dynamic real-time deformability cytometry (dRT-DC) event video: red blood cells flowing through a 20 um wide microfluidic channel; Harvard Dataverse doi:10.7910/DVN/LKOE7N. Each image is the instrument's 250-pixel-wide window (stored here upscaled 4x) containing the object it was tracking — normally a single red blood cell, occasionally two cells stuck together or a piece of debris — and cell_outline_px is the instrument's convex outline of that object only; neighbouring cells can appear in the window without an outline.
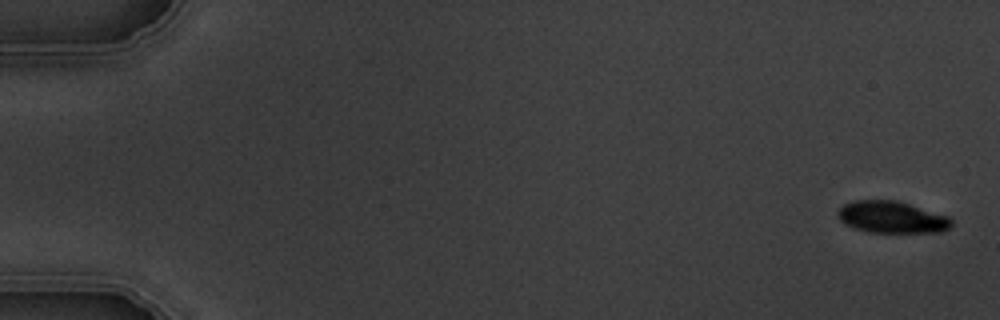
{"species": "common noctule bat (a hibernating species)", "species_latin": "Nyctalus noctula", "temperature_condition": "warm", "stored_images_in_passage": 7, "segment_of_instrument_passage": [1, 2], "camera_frame_rate_fps": 3000, "um_per_image_px": 0.085, "animal": {"sex": "male", "body_mass_g": 19.5, "forearm_length_mm": 54.6}, "frame": {"image": 1, "passage_image": 1, "time_ms": 0.0, "image_size_px": [1000, 320], "cell_outline_px": [[952, 224], [948, 228], [940, 232], [868, 232], [844, 224], [840, 220], [840, 208], [844, 204], [856, 200], [896, 200], [948, 216], [952, 220]], "centroid_in_image_um": [75.82, 18.46], "position_along_channel_um": 9.2, "area_um2": 20.75}}
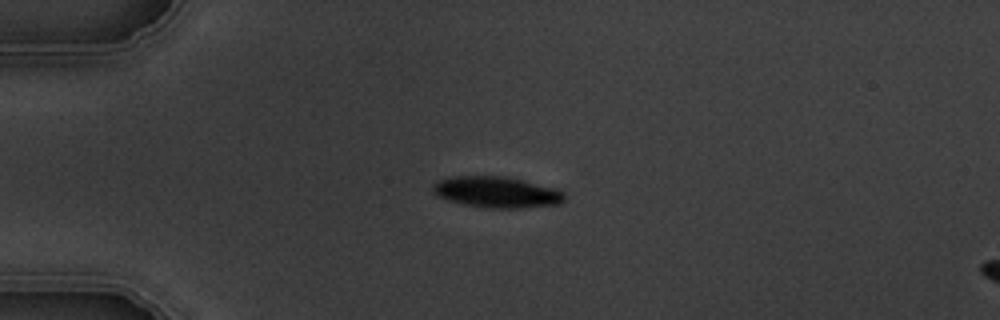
{"frame": {"image": 2, "passage_image": 5, "time_ms": 4.333, "image_size_px": [1000, 320], "cell_outline_px": [[564, 200], [560, 204], [520, 208], [484, 208], [464, 204], [448, 200], [436, 196], [432, 192], [432, 184], [448, 176], [508, 176], [556, 188], [564, 192]], "centroid_in_image_um": [42.2, 16.32], "position_along_channel_um": 42.8, "area_um2": 24.16}}